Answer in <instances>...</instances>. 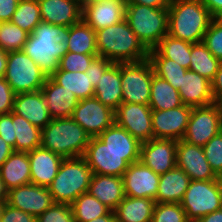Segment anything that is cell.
<instances>
[{"instance_id": "1", "label": "cell", "mask_w": 222, "mask_h": 222, "mask_svg": "<svg viewBox=\"0 0 222 222\" xmlns=\"http://www.w3.org/2000/svg\"><path fill=\"white\" fill-rule=\"evenodd\" d=\"M69 26L41 21L28 35L23 51L50 77L58 68L59 61L67 52Z\"/></svg>"}, {"instance_id": "2", "label": "cell", "mask_w": 222, "mask_h": 222, "mask_svg": "<svg viewBox=\"0 0 222 222\" xmlns=\"http://www.w3.org/2000/svg\"><path fill=\"white\" fill-rule=\"evenodd\" d=\"M98 56L112 63H137L148 59L149 50L131 30L126 19L96 31Z\"/></svg>"}, {"instance_id": "3", "label": "cell", "mask_w": 222, "mask_h": 222, "mask_svg": "<svg viewBox=\"0 0 222 222\" xmlns=\"http://www.w3.org/2000/svg\"><path fill=\"white\" fill-rule=\"evenodd\" d=\"M168 11L169 35L192 44L203 41L213 17L200 0H171Z\"/></svg>"}, {"instance_id": "4", "label": "cell", "mask_w": 222, "mask_h": 222, "mask_svg": "<svg viewBox=\"0 0 222 222\" xmlns=\"http://www.w3.org/2000/svg\"><path fill=\"white\" fill-rule=\"evenodd\" d=\"M90 138L71 117L52 119L41 130V146L63 158L84 156Z\"/></svg>"}, {"instance_id": "5", "label": "cell", "mask_w": 222, "mask_h": 222, "mask_svg": "<svg viewBox=\"0 0 222 222\" xmlns=\"http://www.w3.org/2000/svg\"><path fill=\"white\" fill-rule=\"evenodd\" d=\"M92 176L83 156L64 158L48 190L55 203L71 205L78 196L88 192Z\"/></svg>"}, {"instance_id": "6", "label": "cell", "mask_w": 222, "mask_h": 222, "mask_svg": "<svg viewBox=\"0 0 222 222\" xmlns=\"http://www.w3.org/2000/svg\"><path fill=\"white\" fill-rule=\"evenodd\" d=\"M125 19L131 30L148 49H154L168 34V8H152L139 4H126Z\"/></svg>"}, {"instance_id": "7", "label": "cell", "mask_w": 222, "mask_h": 222, "mask_svg": "<svg viewBox=\"0 0 222 222\" xmlns=\"http://www.w3.org/2000/svg\"><path fill=\"white\" fill-rule=\"evenodd\" d=\"M180 204L190 222L222 209V180H191Z\"/></svg>"}, {"instance_id": "8", "label": "cell", "mask_w": 222, "mask_h": 222, "mask_svg": "<svg viewBox=\"0 0 222 222\" xmlns=\"http://www.w3.org/2000/svg\"><path fill=\"white\" fill-rule=\"evenodd\" d=\"M93 174L120 176L139 161L140 152H115L98 137H91L83 156Z\"/></svg>"}, {"instance_id": "9", "label": "cell", "mask_w": 222, "mask_h": 222, "mask_svg": "<svg viewBox=\"0 0 222 222\" xmlns=\"http://www.w3.org/2000/svg\"><path fill=\"white\" fill-rule=\"evenodd\" d=\"M47 77L23 50L8 52L4 79L16 94L41 90Z\"/></svg>"}, {"instance_id": "10", "label": "cell", "mask_w": 222, "mask_h": 222, "mask_svg": "<svg viewBox=\"0 0 222 222\" xmlns=\"http://www.w3.org/2000/svg\"><path fill=\"white\" fill-rule=\"evenodd\" d=\"M154 69L147 59L137 63H121L122 103L149 105Z\"/></svg>"}, {"instance_id": "11", "label": "cell", "mask_w": 222, "mask_h": 222, "mask_svg": "<svg viewBox=\"0 0 222 222\" xmlns=\"http://www.w3.org/2000/svg\"><path fill=\"white\" fill-rule=\"evenodd\" d=\"M222 130L221 103L193 107L185 135L182 140L203 147Z\"/></svg>"}, {"instance_id": "12", "label": "cell", "mask_w": 222, "mask_h": 222, "mask_svg": "<svg viewBox=\"0 0 222 222\" xmlns=\"http://www.w3.org/2000/svg\"><path fill=\"white\" fill-rule=\"evenodd\" d=\"M114 110L103 105L96 97L79 100L71 118L90 137H98L115 122Z\"/></svg>"}, {"instance_id": "13", "label": "cell", "mask_w": 222, "mask_h": 222, "mask_svg": "<svg viewBox=\"0 0 222 222\" xmlns=\"http://www.w3.org/2000/svg\"><path fill=\"white\" fill-rule=\"evenodd\" d=\"M114 115L115 123L141 143L153 138L152 109L149 105L121 103Z\"/></svg>"}, {"instance_id": "14", "label": "cell", "mask_w": 222, "mask_h": 222, "mask_svg": "<svg viewBox=\"0 0 222 222\" xmlns=\"http://www.w3.org/2000/svg\"><path fill=\"white\" fill-rule=\"evenodd\" d=\"M192 109L183 104L168 110H152L153 138L182 140Z\"/></svg>"}, {"instance_id": "15", "label": "cell", "mask_w": 222, "mask_h": 222, "mask_svg": "<svg viewBox=\"0 0 222 222\" xmlns=\"http://www.w3.org/2000/svg\"><path fill=\"white\" fill-rule=\"evenodd\" d=\"M177 142L174 139H156L142 142L140 159L147 167L161 175L175 168Z\"/></svg>"}, {"instance_id": "16", "label": "cell", "mask_w": 222, "mask_h": 222, "mask_svg": "<svg viewBox=\"0 0 222 222\" xmlns=\"http://www.w3.org/2000/svg\"><path fill=\"white\" fill-rule=\"evenodd\" d=\"M55 203L48 187L26 184L9 190L7 204L23 212L39 216Z\"/></svg>"}, {"instance_id": "17", "label": "cell", "mask_w": 222, "mask_h": 222, "mask_svg": "<svg viewBox=\"0 0 222 222\" xmlns=\"http://www.w3.org/2000/svg\"><path fill=\"white\" fill-rule=\"evenodd\" d=\"M159 179L160 175L142 162L132 163L123 174L125 196L155 200Z\"/></svg>"}, {"instance_id": "18", "label": "cell", "mask_w": 222, "mask_h": 222, "mask_svg": "<svg viewBox=\"0 0 222 222\" xmlns=\"http://www.w3.org/2000/svg\"><path fill=\"white\" fill-rule=\"evenodd\" d=\"M176 165L191 180H222L212 171L203 147L189 144L184 140L177 142Z\"/></svg>"}, {"instance_id": "19", "label": "cell", "mask_w": 222, "mask_h": 222, "mask_svg": "<svg viewBox=\"0 0 222 222\" xmlns=\"http://www.w3.org/2000/svg\"><path fill=\"white\" fill-rule=\"evenodd\" d=\"M31 183L48 187L57 175L63 157L42 146L28 151Z\"/></svg>"}, {"instance_id": "20", "label": "cell", "mask_w": 222, "mask_h": 222, "mask_svg": "<svg viewBox=\"0 0 222 222\" xmlns=\"http://www.w3.org/2000/svg\"><path fill=\"white\" fill-rule=\"evenodd\" d=\"M12 113L23 116L41 130L52 120L41 90L16 94Z\"/></svg>"}, {"instance_id": "21", "label": "cell", "mask_w": 222, "mask_h": 222, "mask_svg": "<svg viewBox=\"0 0 222 222\" xmlns=\"http://www.w3.org/2000/svg\"><path fill=\"white\" fill-rule=\"evenodd\" d=\"M125 0H104L82 10V19L97 31L125 19Z\"/></svg>"}, {"instance_id": "22", "label": "cell", "mask_w": 222, "mask_h": 222, "mask_svg": "<svg viewBox=\"0 0 222 222\" xmlns=\"http://www.w3.org/2000/svg\"><path fill=\"white\" fill-rule=\"evenodd\" d=\"M178 92L182 103L187 106L200 107L214 103L211 82L189 69L182 77Z\"/></svg>"}, {"instance_id": "23", "label": "cell", "mask_w": 222, "mask_h": 222, "mask_svg": "<svg viewBox=\"0 0 222 222\" xmlns=\"http://www.w3.org/2000/svg\"><path fill=\"white\" fill-rule=\"evenodd\" d=\"M43 22L71 26L82 19V10L76 0H38Z\"/></svg>"}, {"instance_id": "24", "label": "cell", "mask_w": 222, "mask_h": 222, "mask_svg": "<svg viewBox=\"0 0 222 222\" xmlns=\"http://www.w3.org/2000/svg\"><path fill=\"white\" fill-rule=\"evenodd\" d=\"M41 91L52 119L71 117L79 103L73 92L64 89L50 77H47Z\"/></svg>"}, {"instance_id": "25", "label": "cell", "mask_w": 222, "mask_h": 222, "mask_svg": "<svg viewBox=\"0 0 222 222\" xmlns=\"http://www.w3.org/2000/svg\"><path fill=\"white\" fill-rule=\"evenodd\" d=\"M88 193L113 211L125 198L123 177L93 174Z\"/></svg>"}, {"instance_id": "26", "label": "cell", "mask_w": 222, "mask_h": 222, "mask_svg": "<svg viewBox=\"0 0 222 222\" xmlns=\"http://www.w3.org/2000/svg\"><path fill=\"white\" fill-rule=\"evenodd\" d=\"M190 181V177L177 166L161 174L155 202L181 203Z\"/></svg>"}, {"instance_id": "27", "label": "cell", "mask_w": 222, "mask_h": 222, "mask_svg": "<svg viewBox=\"0 0 222 222\" xmlns=\"http://www.w3.org/2000/svg\"><path fill=\"white\" fill-rule=\"evenodd\" d=\"M94 97L114 111L122 103L121 63H113L103 73L94 89Z\"/></svg>"}, {"instance_id": "28", "label": "cell", "mask_w": 222, "mask_h": 222, "mask_svg": "<svg viewBox=\"0 0 222 222\" xmlns=\"http://www.w3.org/2000/svg\"><path fill=\"white\" fill-rule=\"evenodd\" d=\"M0 177L8 190L31 183L28 152L14 151L0 167Z\"/></svg>"}, {"instance_id": "29", "label": "cell", "mask_w": 222, "mask_h": 222, "mask_svg": "<svg viewBox=\"0 0 222 222\" xmlns=\"http://www.w3.org/2000/svg\"><path fill=\"white\" fill-rule=\"evenodd\" d=\"M155 200L125 196L113 210L116 222H151Z\"/></svg>"}, {"instance_id": "30", "label": "cell", "mask_w": 222, "mask_h": 222, "mask_svg": "<svg viewBox=\"0 0 222 222\" xmlns=\"http://www.w3.org/2000/svg\"><path fill=\"white\" fill-rule=\"evenodd\" d=\"M192 43L165 35L154 48L149 50L148 58H168L189 69Z\"/></svg>"}, {"instance_id": "31", "label": "cell", "mask_w": 222, "mask_h": 222, "mask_svg": "<svg viewBox=\"0 0 222 222\" xmlns=\"http://www.w3.org/2000/svg\"><path fill=\"white\" fill-rule=\"evenodd\" d=\"M50 78L64 89L73 92L78 100L94 97V87L89 78V71L56 70Z\"/></svg>"}, {"instance_id": "32", "label": "cell", "mask_w": 222, "mask_h": 222, "mask_svg": "<svg viewBox=\"0 0 222 222\" xmlns=\"http://www.w3.org/2000/svg\"><path fill=\"white\" fill-rule=\"evenodd\" d=\"M183 105L178 90L165 79L153 74L149 106L152 110H168Z\"/></svg>"}, {"instance_id": "33", "label": "cell", "mask_w": 222, "mask_h": 222, "mask_svg": "<svg viewBox=\"0 0 222 222\" xmlns=\"http://www.w3.org/2000/svg\"><path fill=\"white\" fill-rule=\"evenodd\" d=\"M67 51L78 54H98L96 31L83 19L69 27Z\"/></svg>"}, {"instance_id": "34", "label": "cell", "mask_w": 222, "mask_h": 222, "mask_svg": "<svg viewBox=\"0 0 222 222\" xmlns=\"http://www.w3.org/2000/svg\"><path fill=\"white\" fill-rule=\"evenodd\" d=\"M190 67L192 70L210 82L219 69L221 61L215 58L203 42L191 45Z\"/></svg>"}, {"instance_id": "35", "label": "cell", "mask_w": 222, "mask_h": 222, "mask_svg": "<svg viewBox=\"0 0 222 222\" xmlns=\"http://www.w3.org/2000/svg\"><path fill=\"white\" fill-rule=\"evenodd\" d=\"M98 138L115 152H140L141 142L115 122Z\"/></svg>"}, {"instance_id": "36", "label": "cell", "mask_w": 222, "mask_h": 222, "mask_svg": "<svg viewBox=\"0 0 222 222\" xmlns=\"http://www.w3.org/2000/svg\"><path fill=\"white\" fill-rule=\"evenodd\" d=\"M13 124L16 135L15 151L28 152L41 146L40 128L14 113Z\"/></svg>"}, {"instance_id": "37", "label": "cell", "mask_w": 222, "mask_h": 222, "mask_svg": "<svg viewBox=\"0 0 222 222\" xmlns=\"http://www.w3.org/2000/svg\"><path fill=\"white\" fill-rule=\"evenodd\" d=\"M71 209L76 222H89L111 211L88 192L78 196L71 204Z\"/></svg>"}, {"instance_id": "38", "label": "cell", "mask_w": 222, "mask_h": 222, "mask_svg": "<svg viewBox=\"0 0 222 222\" xmlns=\"http://www.w3.org/2000/svg\"><path fill=\"white\" fill-rule=\"evenodd\" d=\"M41 21L38 0H20L10 20L29 35Z\"/></svg>"}, {"instance_id": "39", "label": "cell", "mask_w": 222, "mask_h": 222, "mask_svg": "<svg viewBox=\"0 0 222 222\" xmlns=\"http://www.w3.org/2000/svg\"><path fill=\"white\" fill-rule=\"evenodd\" d=\"M151 62L154 74L165 79L176 90H179L182 77L187 69L174 60L168 58H148Z\"/></svg>"}, {"instance_id": "40", "label": "cell", "mask_w": 222, "mask_h": 222, "mask_svg": "<svg viewBox=\"0 0 222 222\" xmlns=\"http://www.w3.org/2000/svg\"><path fill=\"white\" fill-rule=\"evenodd\" d=\"M28 35L11 22H0V48L6 52L23 50Z\"/></svg>"}, {"instance_id": "41", "label": "cell", "mask_w": 222, "mask_h": 222, "mask_svg": "<svg viewBox=\"0 0 222 222\" xmlns=\"http://www.w3.org/2000/svg\"><path fill=\"white\" fill-rule=\"evenodd\" d=\"M151 222H190L180 203H155Z\"/></svg>"}, {"instance_id": "42", "label": "cell", "mask_w": 222, "mask_h": 222, "mask_svg": "<svg viewBox=\"0 0 222 222\" xmlns=\"http://www.w3.org/2000/svg\"><path fill=\"white\" fill-rule=\"evenodd\" d=\"M204 153L212 171L222 178V130L204 146Z\"/></svg>"}, {"instance_id": "43", "label": "cell", "mask_w": 222, "mask_h": 222, "mask_svg": "<svg viewBox=\"0 0 222 222\" xmlns=\"http://www.w3.org/2000/svg\"><path fill=\"white\" fill-rule=\"evenodd\" d=\"M202 42L222 62V18H213Z\"/></svg>"}, {"instance_id": "44", "label": "cell", "mask_w": 222, "mask_h": 222, "mask_svg": "<svg viewBox=\"0 0 222 222\" xmlns=\"http://www.w3.org/2000/svg\"><path fill=\"white\" fill-rule=\"evenodd\" d=\"M98 54H78L67 51L59 61L57 70L69 72H85Z\"/></svg>"}, {"instance_id": "45", "label": "cell", "mask_w": 222, "mask_h": 222, "mask_svg": "<svg viewBox=\"0 0 222 222\" xmlns=\"http://www.w3.org/2000/svg\"><path fill=\"white\" fill-rule=\"evenodd\" d=\"M36 222H76L70 204L54 203L36 217Z\"/></svg>"}, {"instance_id": "46", "label": "cell", "mask_w": 222, "mask_h": 222, "mask_svg": "<svg viewBox=\"0 0 222 222\" xmlns=\"http://www.w3.org/2000/svg\"><path fill=\"white\" fill-rule=\"evenodd\" d=\"M16 93L4 77L0 78V115L12 112Z\"/></svg>"}, {"instance_id": "47", "label": "cell", "mask_w": 222, "mask_h": 222, "mask_svg": "<svg viewBox=\"0 0 222 222\" xmlns=\"http://www.w3.org/2000/svg\"><path fill=\"white\" fill-rule=\"evenodd\" d=\"M113 63L105 59L104 57L97 56L91 63L86 71H89V78L93 84L94 89L99 83V79L102 77L103 73L112 65Z\"/></svg>"}, {"instance_id": "48", "label": "cell", "mask_w": 222, "mask_h": 222, "mask_svg": "<svg viewBox=\"0 0 222 222\" xmlns=\"http://www.w3.org/2000/svg\"><path fill=\"white\" fill-rule=\"evenodd\" d=\"M0 222H36V216L5 203Z\"/></svg>"}, {"instance_id": "49", "label": "cell", "mask_w": 222, "mask_h": 222, "mask_svg": "<svg viewBox=\"0 0 222 222\" xmlns=\"http://www.w3.org/2000/svg\"><path fill=\"white\" fill-rule=\"evenodd\" d=\"M0 137H2L15 151L16 135L13 124V113L0 115Z\"/></svg>"}, {"instance_id": "50", "label": "cell", "mask_w": 222, "mask_h": 222, "mask_svg": "<svg viewBox=\"0 0 222 222\" xmlns=\"http://www.w3.org/2000/svg\"><path fill=\"white\" fill-rule=\"evenodd\" d=\"M20 0H0V22H10Z\"/></svg>"}, {"instance_id": "51", "label": "cell", "mask_w": 222, "mask_h": 222, "mask_svg": "<svg viewBox=\"0 0 222 222\" xmlns=\"http://www.w3.org/2000/svg\"><path fill=\"white\" fill-rule=\"evenodd\" d=\"M212 94L214 97V102H222V62L216 72L213 80L211 81Z\"/></svg>"}, {"instance_id": "52", "label": "cell", "mask_w": 222, "mask_h": 222, "mask_svg": "<svg viewBox=\"0 0 222 222\" xmlns=\"http://www.w3.org/2000/svg\"><path fill=\"white\" fill-rule=\"evenodd\" d=\"M126 4H139L152 8H168L171 0H125Z\"/></svg>"}, {"instance_id": "53", "label": "cell", "mask_w": 222, "mask_h": 222, "mask_svg": "<svg viewBox=\"0 0 222 222\" xmlns=\"http://www.w3.org/2000/svg\"><path fill=\"white\" fill-rule=\"evenodd\" d=\"M213 18H222V0H200Z\"/></svg>"}, {"instance_id": "54", "label": "cell", "mask_w": 222, "mask_h": 222, "mask_svg": "<svg viewBox=\"0 0 222 222\" xmlns=\"http://www.w3.org/2000/svg\"><path fill=\"white\" fill-rule=\"evenodd\" d=\"M13 152L14 148L11 147L2 137H0V167Z\"/></svg>"}, {"instance_id": "55", "label": "cell", "mask_w": 222, "mask_h": 222, "mask_svg": "<svg viewBox=\"0 0 222 222\" xmlns=\"http://www.w3.org/2000/svg\"><path fill=\"white\" fill-rule=\"evenodd\" d=\"M196 222H222V209L202 216Z\"/></svg>"}, {"instance_id": "56", "label": "cell", "mask_w": 222, "mask_h": 222, "mask_svg": "<svg viewBox=\"0 0 222 222\" xmlns=\"http://www.w3.org/2000/svg\"><path fill=\"white\" fill-rule=\"evenodd\" d=\"M8 52L0 48V78L4 77L7 66Z\"/></svg>"}, {"instance_id": "57", "label": "cell", "mask_w": 222, "mask_h": 222, "mask_svg": "<svg viewBox=\"0 0 222 222\" xmlns=\"http://www.w3.org/2000/svg\"><path fill=\"white\" fill-rule=\"evenodd\" d=\"M9 190L7 189L4 181L0 177V202L7 203Z\"/></svg>"}, {"instance_id": "58", "label": "cell", "mask_w": 222, "mask_h": 222, "mask_svg": "<svg viewBox=\"0 0 222 222\" xmlns=\"http://www.w3.org/2000/svg\"><path fill=\"white\" fill-rule=\"evenodd\" d=\"M89 222H116L115 214L111 210L107 215L98 217L97 219L89 221Z\"/></svg>"}, {"instance_id": "59", "label": "cell", "mask_w": 222, "mask_h": 222, "mask_svg": "<svg viewBox=\"0 0 222 222\" xmlns=\"http://www.w3.org/2000/svg\"><path fill=\"white\" fill-rule=\"evenodd\" d=\"M102 1H104V0H77L78 5H79L81 10H83L87 6H90L92 4L99 3V2H102Z\"/></svg>"}, {"instance_id": "60", "label": "cell", "mask_w": 222, "mask_h": 222, "mask_svg": "<svg viewBox=\"0 0 222 222\" xmlns=\"http://www.w3.org/2000/svg\"><path fill=\"white\" fill-rule=\"evenodd\" d=\"M4 206H5V203L0 202V219H1V216H2V213H3Z\"/></svg>"}]
</instances>
